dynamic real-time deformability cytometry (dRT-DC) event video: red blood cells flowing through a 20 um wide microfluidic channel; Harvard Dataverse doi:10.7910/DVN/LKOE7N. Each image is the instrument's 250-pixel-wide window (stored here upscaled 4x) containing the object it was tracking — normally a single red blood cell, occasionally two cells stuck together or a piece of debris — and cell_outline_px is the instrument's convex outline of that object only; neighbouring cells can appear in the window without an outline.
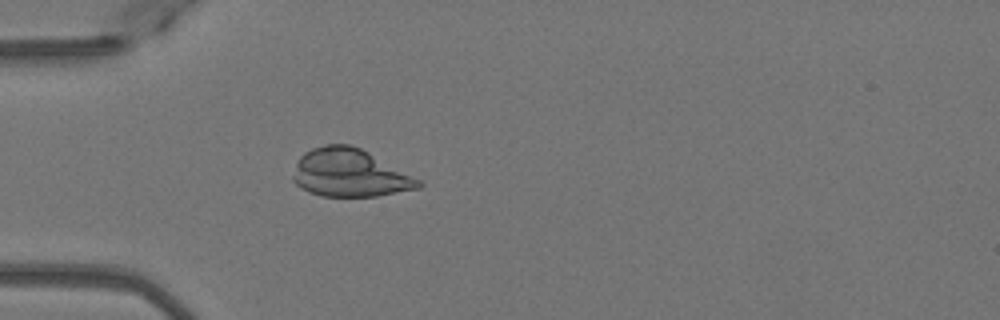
{"species": "Egyptian fruit bat (a non-hibernating species)", "species_latin": "Rousettus aegyptiacus", "temperature_condition": "warm", "stored_images_in_passage": 46, "camera_frame_rate_fps": 3000, "um_per_image_px": 0.085, "animal": {"sex": "female"}, "frame": {"image": 1, "passage_image": 11, "time_ms": 3.333, "image_size_px": [1000, 320], "cell_outline_px": [[424, 184], [420, 188], [376, 196], [320, 196], [308, 192], [300, 188], [292, 180], [292, 176], [296, 164], [300, 156], [304, 152], [312, 148], [324, 144], [348, 144], [360, 148], [368, 152], [420, 180]], "centroid_in_image_um": [29.68, 14.71], "position_along_channel_um": 55.3, "area_um2": 34.91}}
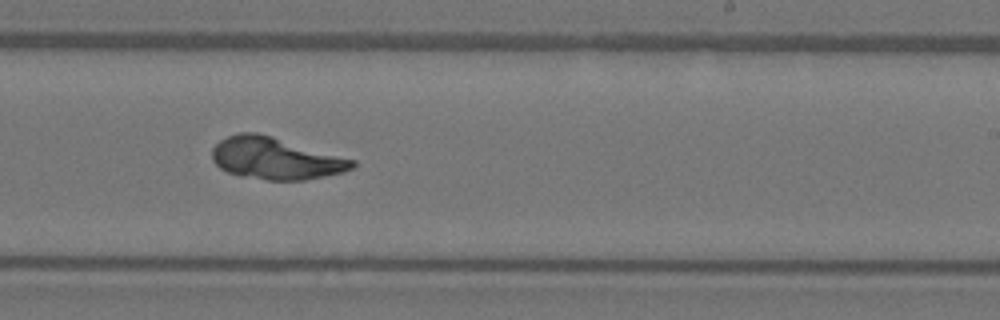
{"frame": {"image": 2, "passage_image": 27, "time_ms": 8.667, "image_size_px": [1000, 320], "cell_outline_px": [[356, 164], [352, 168], [344, 172], [304, 180], [268, 180], [240, 176], [228, 172], [220, 168], [212, 160], [212, 148], [220, 140], [236, 132], [256, 132], [272, 136], [356, 160]], "centroid_in_image_um": [23.41, 13.46], "position_along_channel_um": 265.6, "area_um2": 34.28}}
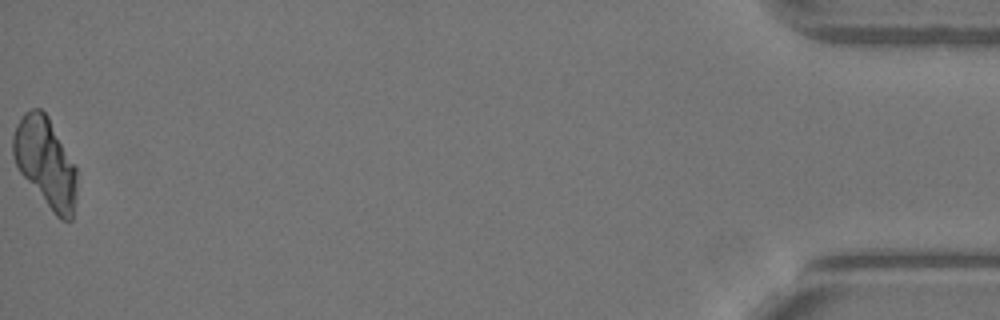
{"frame": {"image": 3, "passage_image": 46, "time_ms": 15.0, "image_size_px": [1000, 320], "cell_outline_px": [[76, 200], [72, 220], [60, 220], [52, 212], [20, 172], [12, 156], [12, 136], [16, 124], [24, 112], [32, 108], [40, 108], [48, 116], [76, 164]], "centroid_in_image_um": [3.87, 13.79], "position_along_channel_um": 431.3, "area_um2": 33.52}}